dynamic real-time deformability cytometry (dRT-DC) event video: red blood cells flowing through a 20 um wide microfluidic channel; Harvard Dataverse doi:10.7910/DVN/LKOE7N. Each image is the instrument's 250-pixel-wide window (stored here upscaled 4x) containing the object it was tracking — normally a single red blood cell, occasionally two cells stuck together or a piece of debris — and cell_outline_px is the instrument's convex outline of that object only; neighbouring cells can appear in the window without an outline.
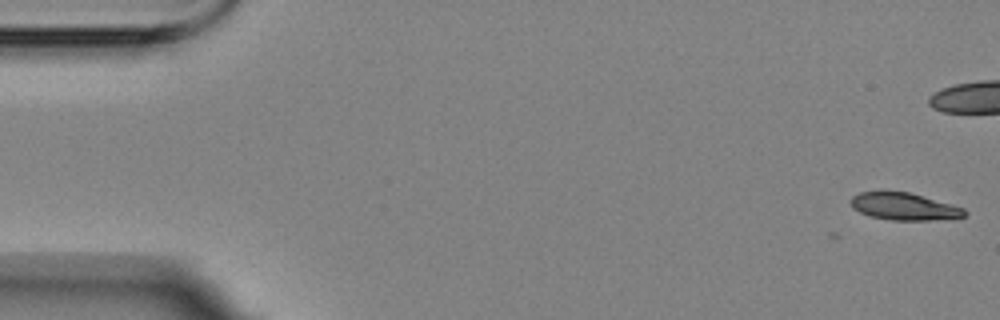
{"species": "Egyptian fruit bat (a non-hibernating species)", "species_latin": "Rousettus aegyptiacus", "temperature_condition": "room temperature", "stored_images_in_passage": 4, "camera_frame_rate_fps": 3000, "um_per_image_px": 0.085, "animal": {"sex": "female"}, "frame": {"image": 1, "passage_image": 1, "time_ms": 0.0, "image_size_px": [1000, 320], "cell_outline_px": [[968, 212], [964, 216], [928, 220], [892, 220], [872, 216], [860, 212], [852, 208], [852, 196], [860, 192], [880, 188], [908, 192], [964, 208]], "centroid_in_image_um": [76.77, 17.5], "position_along_channel_um": 8.2, "area_um2": 18.21}}